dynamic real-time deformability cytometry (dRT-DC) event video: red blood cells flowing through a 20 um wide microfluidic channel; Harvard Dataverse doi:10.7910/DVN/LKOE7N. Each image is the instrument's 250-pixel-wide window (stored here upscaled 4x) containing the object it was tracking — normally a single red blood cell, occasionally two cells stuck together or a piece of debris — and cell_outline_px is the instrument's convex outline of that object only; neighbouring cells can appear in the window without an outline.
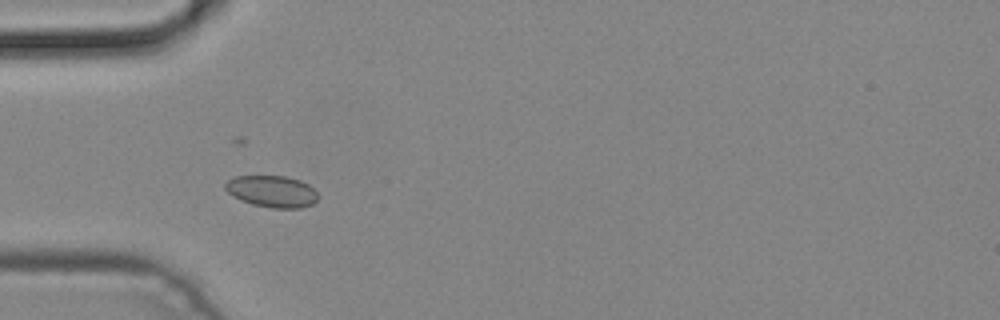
{"species": "common noctule bat (a hibernating species)", "species_latin": "Nyctalus noctula", "temperature_condition": "cold", "stored_images_in_passage": 6, "camera_frame_rate_fps": 3000, "um_per_image_px": 0.085, "animal": {"sex": "male", "body_mass_g": 19.2, "forearm_length_mm": 51.8}, "frame": {"image": 1, "passage_image": 3, "time_ms": 0.667, "image_size_px": [1000, 320], "cell_outline_px": [[320, 196], [312, 204], [300, 208], [272, 208], [252, 204], [240, 200], [232, 196], [224, 188], [224, 184], [232, 176], [284, 176], [300, 180], [308, 184]], "centroid_in_image_um": [23.09, 16.27], "position_along_channel_um": 61.9, "area_um2": 17.22}}
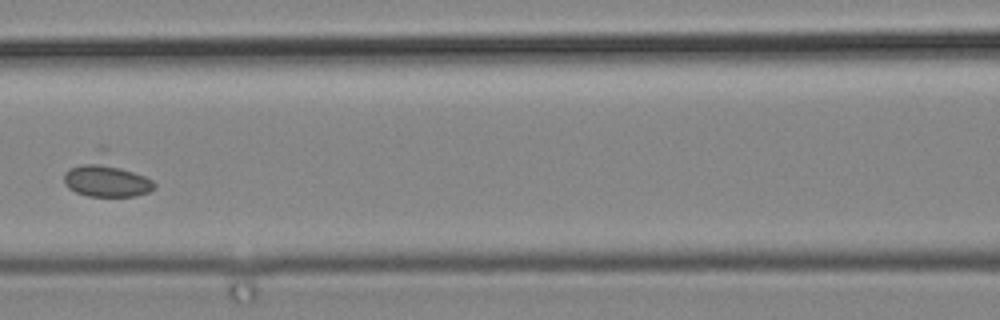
{"frame": {"image": 2, "passage_image": 5, "time_ms": 1.333, "image_size_px": [1000, 320], "cell_outline_px": [[156, 188], [148, 192], [136, 196], [88, 196], [76, 192], [68, 188], [64, 184], [64, 172], [68, 168], [92, 160], [96, 160], [144, 176], [152, 180], [156, 184]], "centroid_in_image_um": [9.0, 15.35], "position_along_channel_um": 157.6, "area_um2": 17.17}}
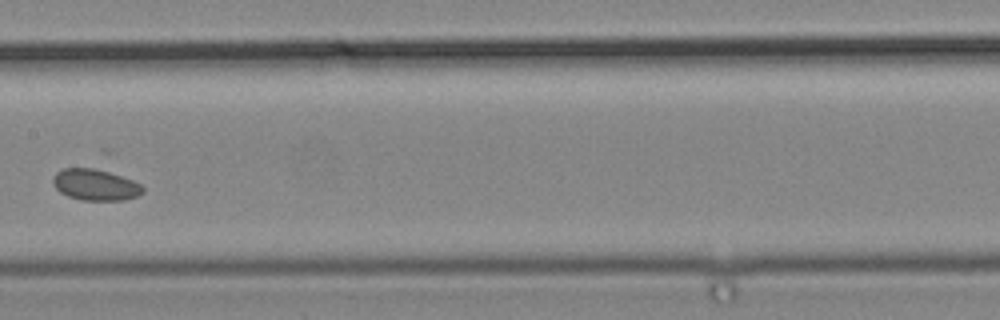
{"frame": {"image": 3, "passage_image": 6, "time_ms": 1.667, "image_size_px": [1000, 320], "cell_outline_px": [[144, 192], [136, 196], [124, 200], [80, 200], [68, 196], [60, 192], [52, 184], [52, 176], [56, 172], [64, 168], [96, 168], [132, 180], [140, 184], [144, 188]], "centroid_in_image_um": [8.07, 15.71], "position_along_channel_um": 199.3, "area_um2": 16.36}}